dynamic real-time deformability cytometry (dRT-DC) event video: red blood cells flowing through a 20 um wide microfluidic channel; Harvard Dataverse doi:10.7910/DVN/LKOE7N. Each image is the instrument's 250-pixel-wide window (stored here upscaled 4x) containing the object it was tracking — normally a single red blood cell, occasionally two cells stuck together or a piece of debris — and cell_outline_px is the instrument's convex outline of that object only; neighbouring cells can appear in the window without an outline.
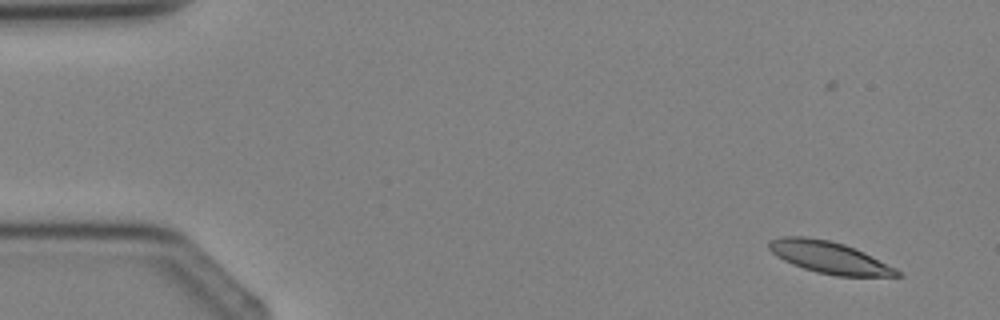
{"species": "Egyptian fruit bat (a non-hibernating species)", "species_latin": "Rousettus aegyptiacus", "temperature_condition": "cold", "stored_images_in_passage": 4, "camera_frame_rate_fps": 3000, "um_per_image_px": 0.085, "animal": {"sex": "female"}, "frame": {"image": 1, "passage_image": 1, "time_ms": 0.0, "image_size_px": [1000, 320], "cell_outline_px": [[904, 276], [836, 276], [816, 272], [792, 264], [776, 256], [768, 248], [768, 240], [784, 236], [804, 236], [832, 240], [856, 248], [896, 268]], "centroid_in_image_um": [70.48, 21.87], "position_along_channel_um": 14.5, "area_um2": 23.93}}